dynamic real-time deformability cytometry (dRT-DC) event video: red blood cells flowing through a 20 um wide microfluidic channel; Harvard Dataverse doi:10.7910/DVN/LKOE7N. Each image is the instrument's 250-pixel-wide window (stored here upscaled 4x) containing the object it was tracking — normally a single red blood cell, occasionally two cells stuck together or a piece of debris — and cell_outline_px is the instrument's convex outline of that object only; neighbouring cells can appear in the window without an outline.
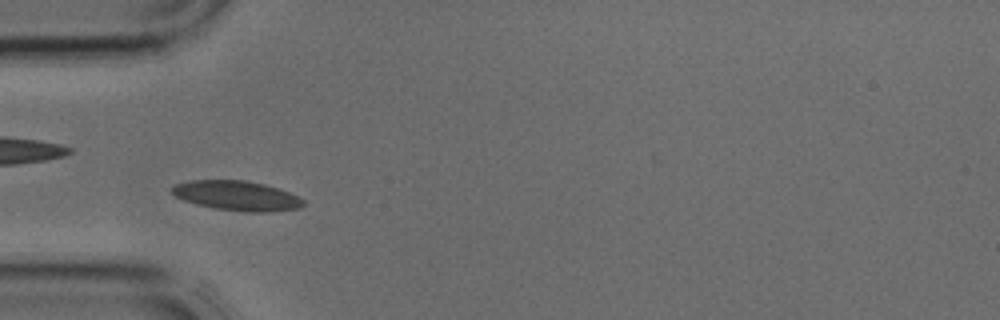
{"species": "common noctule bat (a hibernating species)", "species_latin": "Nyctalus noctula", "temperature_condition": "cold", "stored_images_in_passage": 4, "camera_frame_rate_fps": 3000, "um_per_image_px": 0.085, "animal": {"sex": "male", "body_mass_g": 17.9, "forearm_length_mm": 54.2}, "frame": {"image": 1, "passage_image": 3, "time_ms": 0.667, "image_size_px": [1000, 320], "cell_outline_px": [[304, 204], [300, 208], [272, 212], [244, 212], [212, 208], [196, 204], [184, 200], [176, 196], [168, 188], [172, 184], [192, 180], [244, 180], [264, 184], [280, 188], [304, 200]], "centroid_in_image_um": [20.1, 16.63], "position_along_channel_um": 64.9, "area_um2": 23.0}}